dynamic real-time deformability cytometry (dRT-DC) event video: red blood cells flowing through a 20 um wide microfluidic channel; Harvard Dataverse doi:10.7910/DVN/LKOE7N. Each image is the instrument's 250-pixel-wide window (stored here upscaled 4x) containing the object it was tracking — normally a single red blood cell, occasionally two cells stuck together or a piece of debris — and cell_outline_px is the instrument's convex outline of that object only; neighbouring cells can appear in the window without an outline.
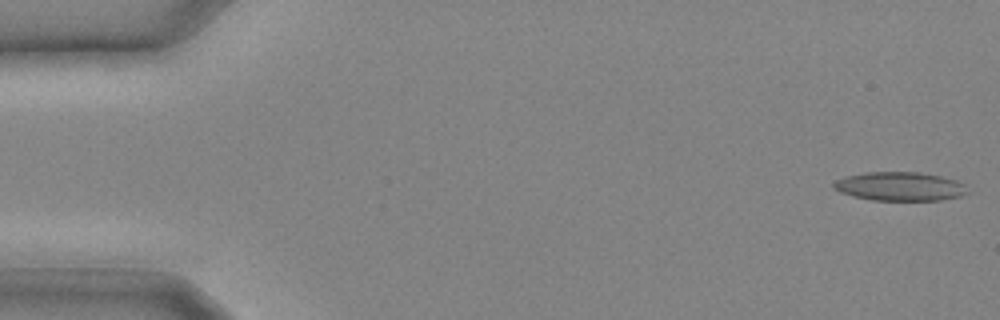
{"species": "common noctule bat (a hibernating species)", "species_latin": "Nyctalus noctula", "temperature_condition": "cold", "stored_images_in_passage": 12, "camera_frame_rate_fps": 3000, "um_per_image_px": 0.085, "animal": {"sex": "male", "body_mass_g": 20.4}, "frame": {"image": 1, "passage_image": 1, "time_ms": 0.0, "image_size_px": [1000, 320], "cell_outline_px": [[968, 192], [960, 196], [940, 200], [872, 200], [852, 196], [840, 192], [832, 188], [832, 184], [836, 180], [848, 176], [868, 172], [920, 172], [940, 176], [956, 180], [964, 184]], "centroid_in_image_um": [76.48, 15.84], "position_along_channel_um": 8.5, "area_um2": 22.37}}
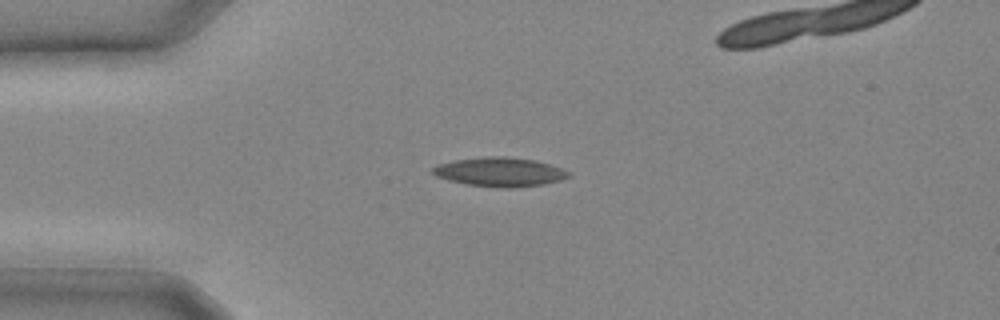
{"frame": {"image": 2, "passage_image": 7, "time_ms": 2.0, "image_size_px": [1000, 320], "cell_outline_px": [[572, 176], [560, 180], [544, 184], [512, 188], [496, 188], [468, 184], [448, 180], [436, 176], [432, 172], [432, 168], [440, 164], [456, 160], [484, 156], [504, 156], [536, 160], [572, 172]], "centroid_in_image_um": [42.52, 14.62], "position_along_channel_um": 42.5, "area_um2": 23.06}}
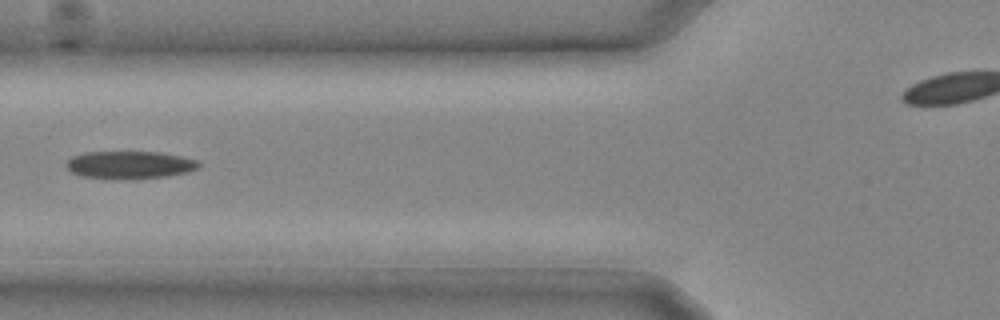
{"frame": {"image": 3, "passage_image": 11, "time_ms": 3.333, "image_size_px": [1000, 320], "cell_outline_px": [[200, 168], [168, 176], [136, 180], [112, 180], [80, 176], [72, 172], [64, 164], [72, 156], [84, 152], [160, 152], [180, 156], [196, 160], [200, 164]], "centroid_in_image_um": [10.98, 14.04], "position_along_channel_um": 114.8, "area_um2": 21.79}}